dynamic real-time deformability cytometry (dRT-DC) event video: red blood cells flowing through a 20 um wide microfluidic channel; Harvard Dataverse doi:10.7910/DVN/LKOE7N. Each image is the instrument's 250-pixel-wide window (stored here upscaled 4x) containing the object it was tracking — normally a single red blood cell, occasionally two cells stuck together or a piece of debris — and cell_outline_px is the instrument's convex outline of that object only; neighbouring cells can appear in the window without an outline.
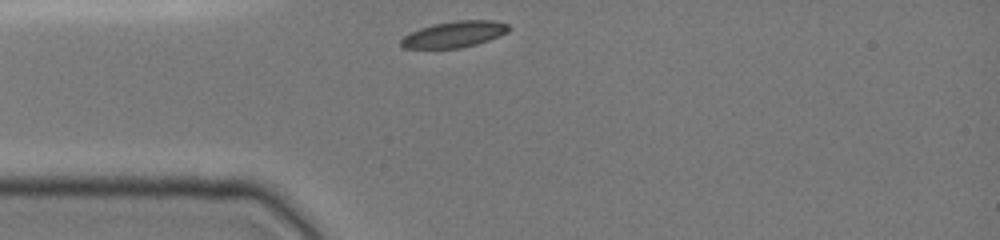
{"species": "common noctule bat (a hibernating species)", "species_latin": "Nyctalus noctula", "temperature_condition": "cold", "stored_images_in_passage": 31, "camera_frame_rate_fps": 3000, "um_per_image_px": 0.085, "animal": {"sex": "female", "body_mass_g": 19.0, "forearm_length_mm": 51.5}, "frame": {"image": 1, "passage_image": 1, "time_ms": 0.0, "image_size_px": [1000, 240], "cell_outline_px": [[512, 28], [508, 32], [500, 36], [476, 44], [460, 48], [404, 48], [400, 44], [400, 40], [404, 36], [420, 28], [432, 24], [456, 20], [492, 20], [508, 24]], "centroid_in_image_um": [38.64, 2.91], "position_along_channel_um": 46.4, "area_um2": 16.47}}
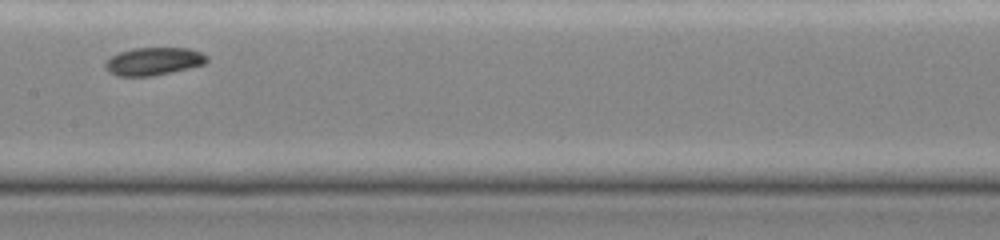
{"frame": {"image": 2, "passage_image": 13, "time_ms": 4.0, "image_size_px": [1000, 240], "cell_outline_px": [[208, 60], [204, 64], [172, 72], [152, 76], [116, 76], [108, 72], [104, 68], [104, 64], [112, 56], [120, 52], [132, 48], [188, 48], [200, 52], [208, 56]], "centroid_in_image_um": [13.03, 5.22], "position_along_channel_um": 194.4, "area_um2": 16.47}}
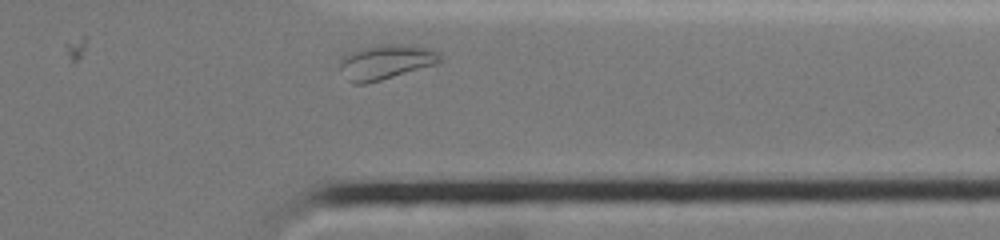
{"frame": {"image": 3, "passage_image": 27, "time_ms": 8.667, "image_size_px": [1000, 240], "cell_outline_px": [[444, 60], [440, 64], [380, 80], [364, 84], [356, 84], [348, 80], [340, 68], [340, 56], [348, 52], [360, 48], [380, 44], [400, 44], [424, 48], [440, 52]], "centroid_in_image_um": [32.81, 5.26], "position_along_channel_um": 378.6, "area_um2": 20.52}, "authors_computed_cell_mechanics": {"area_um2": 16.473, "velocity_mm_per_s": 3.9235, "shape_relaxation_time_tau1_ms": 3.239, "shape_relaxation_time_tau2_ms": null, "deformation_change_tau1": 0.0937, "deformation_change_tau2": null}}